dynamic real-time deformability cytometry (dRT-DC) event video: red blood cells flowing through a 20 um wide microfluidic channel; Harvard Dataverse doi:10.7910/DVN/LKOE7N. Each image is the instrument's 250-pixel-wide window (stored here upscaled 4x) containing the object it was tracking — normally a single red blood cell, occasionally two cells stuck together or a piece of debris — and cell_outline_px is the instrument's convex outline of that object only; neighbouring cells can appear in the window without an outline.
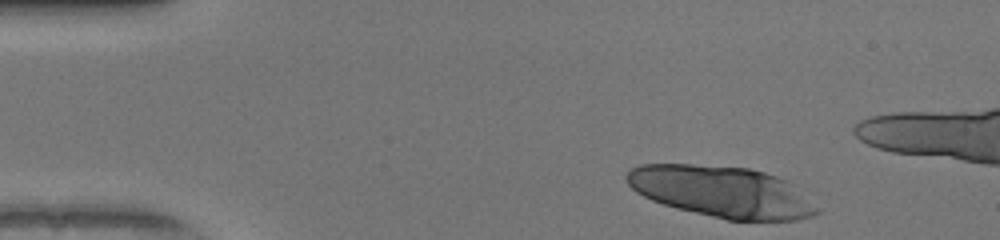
{"species": "human", "species_latin": "Homo sapiens", "temperature_condition": "warm", "stored_images_in_passage": 13, "camera_frame_rate_fps": 3000, "um_per_image_px": 0.085, "donor": {"sex": "female"}, "frame": {"image": 1, "passage_image": 1, "time_ms": 0.0, "image_size_px": [1000, 240], "cell_outline_px": [[820, 212], [812, 216], [796, 220], [728, 220], [676, 208], [652, 200], [636, 192], [628, 184], [624, 176], [632, 168], [640, 164], [692, 164], [748, 168], [764, 172], [776, 176], [792, 184], [820, 208]], "centroid_in_image_um": [61.34, 16.29], "position_along_channel_um": 23.7, "area_um2": 56.64}}